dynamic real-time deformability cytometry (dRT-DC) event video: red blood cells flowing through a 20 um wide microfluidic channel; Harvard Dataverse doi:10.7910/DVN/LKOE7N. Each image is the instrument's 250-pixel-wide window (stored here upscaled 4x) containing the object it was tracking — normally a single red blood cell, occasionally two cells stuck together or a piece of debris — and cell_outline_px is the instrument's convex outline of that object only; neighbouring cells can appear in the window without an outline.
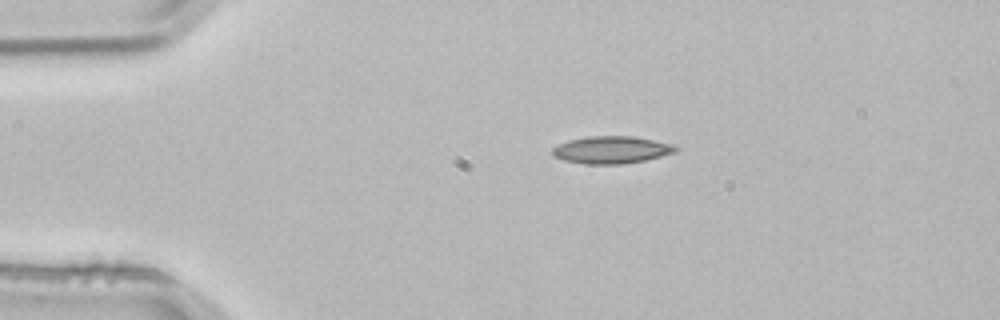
{"species": "common noctule bat (a hibernating species)", "species_latin": "Nyctalus noctula", "temperature_condition": "room temperature", "stored_images_in_passage": 3, "camera_frame_rate_fps": 3000, "um_per_image_px": 0.085, "animal": {"sex": "male", "body_mass_g": 21.5, "forearm_length_mm": 52.0}, "frame": {"image": 1, "passage_image": 1, "time_ms": 0.0, "image_size_px": [1000, 320], "cell_outline_px": [[680, 148], [676, 152], [644, 160], [624, 164], [584, 164], [564, 160], [556, 156], [552, 152], [552, 148], [568, 140], [588, 136], [632, 136], [676, 144]], "centroid_in_image_um": [52.02, 12.73], "position_along_channel_um": 33.0, "area_um2": 19.65}}